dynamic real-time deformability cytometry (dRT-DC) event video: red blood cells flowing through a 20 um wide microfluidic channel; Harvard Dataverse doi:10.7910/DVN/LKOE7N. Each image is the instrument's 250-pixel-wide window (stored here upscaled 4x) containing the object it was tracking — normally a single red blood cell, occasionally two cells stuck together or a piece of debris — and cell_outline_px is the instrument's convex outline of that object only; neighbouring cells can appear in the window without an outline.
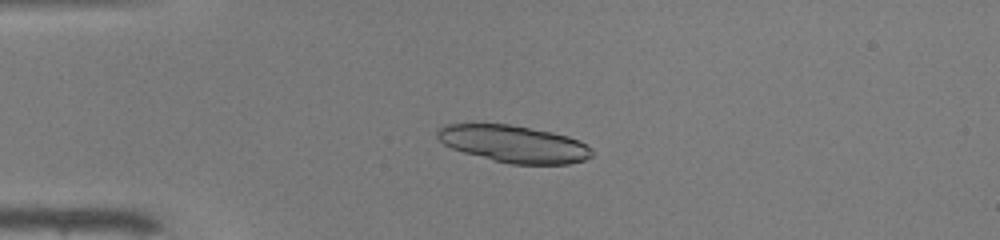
{"species": "common noctule bat (a hibernating species)", "species_latin": "Nyctalus noctula", "temperature_condition": "warm", "stored_images_in_passage": 38, "camera_frame_rate_fps": 3000, "um_per_image_px": 0.085, "animal": {"sex": "male", "body_mass_g": 19.0, "forearm_length_mm": 50.8}, "frame": {"image": 1, "passage_image": 7, "time_ms": 2.0, "image_size_px": [1000, 240], "cell_outline_px": [[592, 156], [584, 160], [568, 164], [512, 164], [464, 152], [452, 148], [444, 144], [436, 136], [436, 132], [444, 124], [508, 124], [552, 132], [568, 136], [580, 140], [592, 152]], "centroid_in_image_um": [43.67, 12.22], "position_along_channel_um": 41.3, "area_um2": 33.0}}